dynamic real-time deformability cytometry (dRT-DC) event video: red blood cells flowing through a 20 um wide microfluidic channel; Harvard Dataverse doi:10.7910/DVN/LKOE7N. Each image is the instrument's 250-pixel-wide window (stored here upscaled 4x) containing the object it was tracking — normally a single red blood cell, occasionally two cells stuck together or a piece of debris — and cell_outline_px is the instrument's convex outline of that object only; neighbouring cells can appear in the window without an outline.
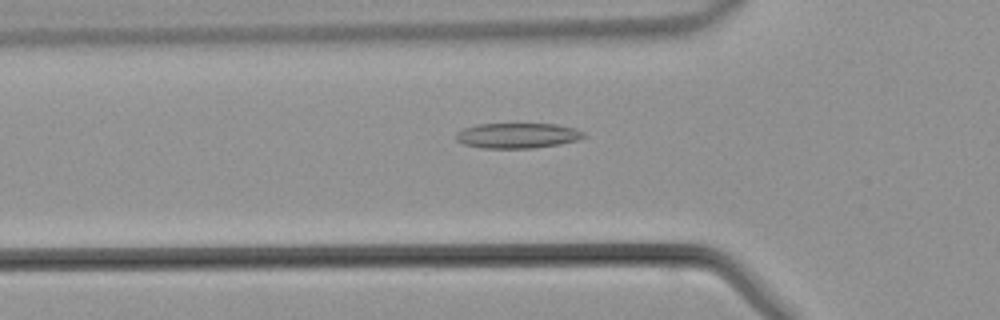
{"species": "common noctule bat (a hibernating species)", "species_latin": "Nyctalus noctula", "temperature_condition": "warm", "stored_images_in_passage": 40, "camera_frame_rate_fps": 3000, "um_per_image_px": 0.085, "animal": {"sex": "male", "body_mass_g": 21.5, "forearm_length_mm": 52.0}, "frame": {"image": 1, "passage_image": 10, "time_ms": 3.0, "image_size_px": [1000, 320], "cell_outline_px": [[588, 136], [576, 140], [560, 144], [532, 148], [484, 148], [464, 144], [456, 140], [456, 132], [464, 128], [476, 124], [556, 124], [576, 128], [584, 132]], "centroid_in_image_um": [44.0, 11.52], "position_along_channel_um": 81.8, "area_um2": 18.84}}
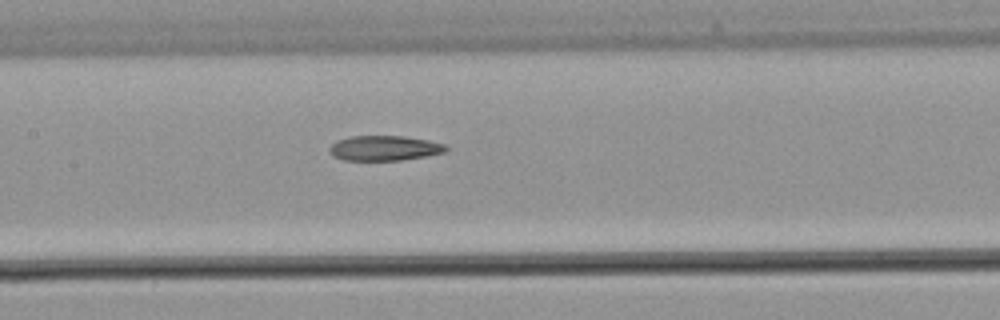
{"frame": {"image": 2, "passage_image": 16, "time_ms": 5.0, "image_size_px": [1000, 320], "cell_outline_px": [[448, 148], [444, 152], [424, 156], [400, 160], [344, 160], [332, 156], [328, 152], [328, 148], [336, 140], [348, 136], [404, 136], [428, 140], [444, 144]], "centroid_in_image_um": [32.6, 12.58], "position_along_channel_um": 174.8, "area_um2": 16.99}}
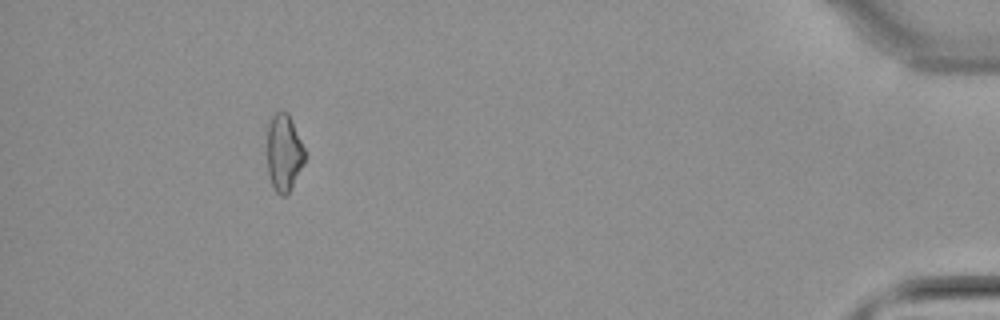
{"frame": {"image": 3, "passage_image": 36, "time_ms": 11.667, "image_size_px": [1000, 320], "cell_outline_px": [[308, 152], [304, 164], [288, 192], [284, 196], [280, 196], [276, 192], [272, 184], [268, 172], [268, 124], [272, 116], [276, 112], [288, 112]], "centroid_in_image_um": [24.18, 12.96], "position_along_channel_um": 411.0, "area_um2": 17.05}}